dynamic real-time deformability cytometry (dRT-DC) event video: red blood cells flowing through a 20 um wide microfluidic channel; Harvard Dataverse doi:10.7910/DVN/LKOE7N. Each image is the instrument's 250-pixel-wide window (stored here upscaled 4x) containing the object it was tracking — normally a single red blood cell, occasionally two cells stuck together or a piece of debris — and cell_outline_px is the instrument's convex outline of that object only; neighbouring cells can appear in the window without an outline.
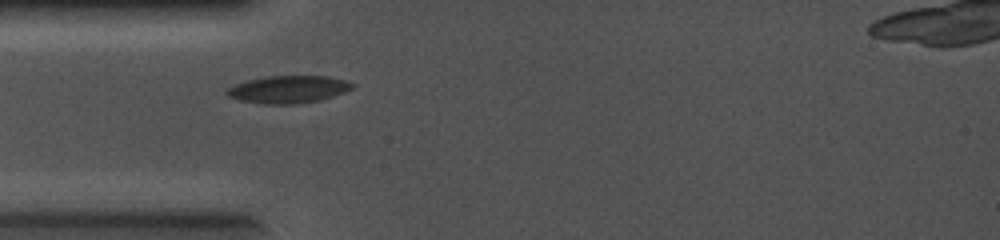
{"species": "common noctule bat (a hibernating species)", "species_latin": "Nyctalus noctula", "temperature_condition": "cold", "stored_images_in_passage": 11, "camera_frame_rate_fps": 5000, "um_per_image_px": 0.085, "animal": {"sex": "female", "body_mass_g": 19.0, "forearm_length_mm": 56.7}, "frame": {"image": 1, "passage_image": 1, "time_ms": 0.0, "image_size_px": [1000, 240], "cell_outline_px": [[356, 84], [352, 88], [344, 92], [320, 100], [296, 104], [264, 104], [240, 100], [228, 96], [224, 92], [228, 88], [236, 84], [248, 80], [264, 76], [328, 76], [344, 80]], "centroid_in_image_um": [24.5, 7.59], "position_along_channel_um": 60.5, "area_um2": 20.0}}
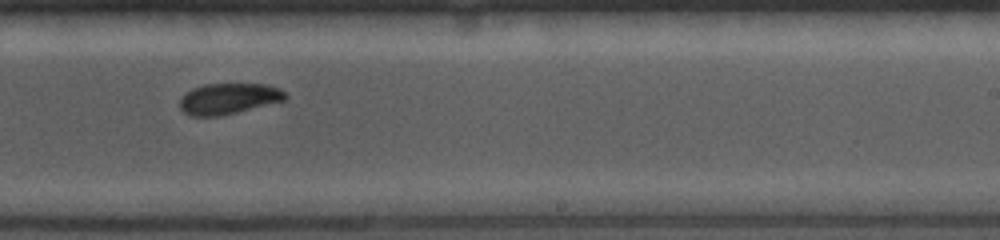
{"frame": {"image": 2, "passage_image": 6, "time_ms": 1.0, "image_size_px": [1000, 240], "cell_outline_px": [[288, 96], [284, 100], [220, 116], [192, 116], [184, 112], [180, 108], [180, 100], [192, 88], [204, 84], [268, 84], [280, 88]], "centroid_in_image_um": [19.44, 8.38], "position_along_channel_um": 269.6, "area_um2": 18.79}}
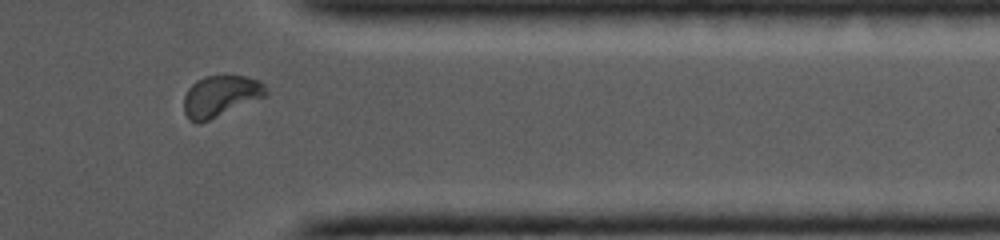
{"frame": {"image": 3, "passage_image": 9, "time_ms": 1.6, "image_size_px": [1000, 240], "cell_outline_px": [[268, 92], [264, 96], [200, 124], [196, 124], [188, 120], [184, 112], [184, 96], [188, 88], [196, 80], [204, 76], [244, 76], [260, 80], [264, 84]], "centroid_in_image_um": [18.7, 8.17], "position_along_channel_um": 392.7, "area_um2": 19.65}}